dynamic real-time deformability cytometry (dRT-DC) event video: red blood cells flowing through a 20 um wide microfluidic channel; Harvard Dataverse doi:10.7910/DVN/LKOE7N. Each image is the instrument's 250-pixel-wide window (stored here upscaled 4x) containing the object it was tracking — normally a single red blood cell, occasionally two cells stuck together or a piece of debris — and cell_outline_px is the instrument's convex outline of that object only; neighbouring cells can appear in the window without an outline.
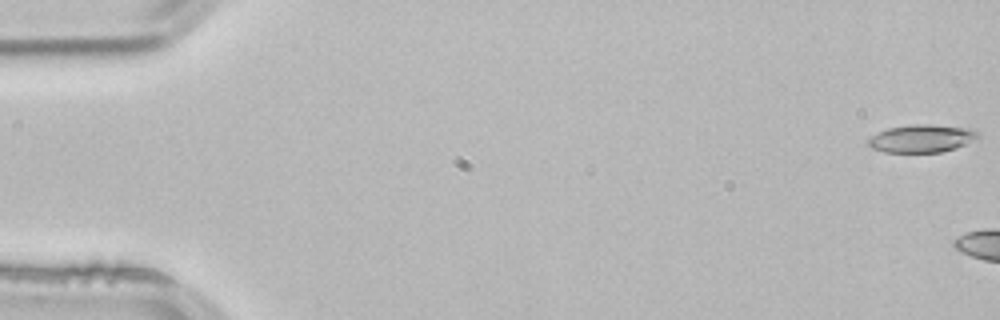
{"species": "common noctule bat (a hibernating species)", "species_latin": "Nyctalus noctula", "temperature_condition": "room temperature", "stored_images_in_passage": 5, "camera_frame_rate_fps": 3000, "um_per_image_px": 0.085, "animal": {"sex": "male", "body_mass_g": 21.5, "forearm_length_mm": 52.0}, "frame": {"image": 1, "passage_image": 1, "time_ms": 0.0, "image_size_px": [1000, 320], "cell_outline_px": [[980, 136], [956, 148], [940, 152], [884, 152], [872, 148], [868, 144], [868, 140], [872, 136], [888, 128], [912, 124], [928, 124], [972, 128]], "centroid_in_image_um": [78.34, 11.76], "position_along_channel_um": 6.7, "area_um2": 17.57}}
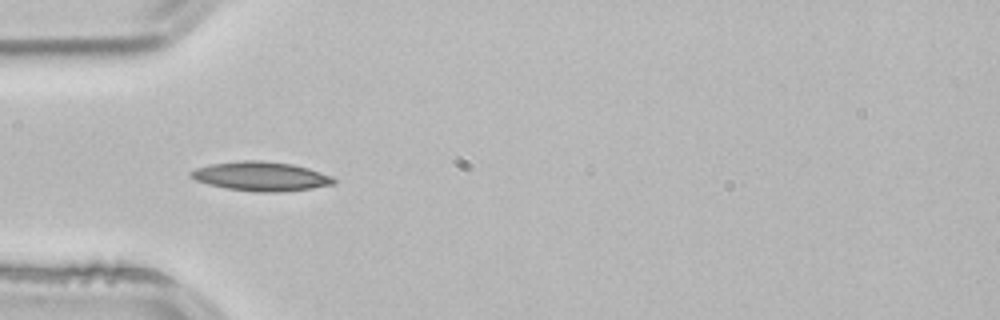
{"frame": {"image": 2, "passage_image": 5, "time_ms": 1.333, "image_size_px": [1000, 320], "cell_outline_px": [[336, 184], [312, 188], [280, 192], [256, 192], [228, 188], [208, 184], [196, 180], [188, 176], [188, 172], [196, 168], [212, 164], [244, 160], [260, 160], [292, 164], [308, 168], [332, 176], [336, 180]], "centroid_in_image_um": [22.19, 14.99], "position_along_channel_um": 62.8, "area_um2": 24.28}}